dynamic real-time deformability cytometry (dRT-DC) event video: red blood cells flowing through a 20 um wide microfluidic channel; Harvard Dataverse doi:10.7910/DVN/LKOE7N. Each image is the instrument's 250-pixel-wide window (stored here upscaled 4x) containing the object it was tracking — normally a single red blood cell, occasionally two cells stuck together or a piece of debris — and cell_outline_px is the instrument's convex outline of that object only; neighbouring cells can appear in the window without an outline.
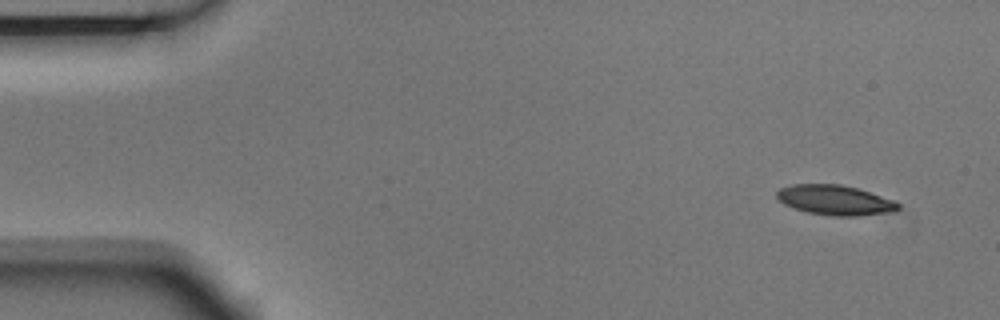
{"species": "Egyptian fruit bat (a non-hibernating species)", "species_latin": "Rousettus aegyptiacus", "temperature_condition": "room temperature", "stored_images_in_passage": 6, "camera_frame_rate_fps": 3000, "um_per_image_px": 0.085, "animal": {"sex": "male"}, "frame": {"image": 1, "passage_image": 1, "time_ms": 0.0, "image_size_px": [1000, 320], "cell_outline_px": [[900, 208], [896, 212], [856, 216], [832, 216], [808, 212], [784, 204], [776, 196], [776, 192], [780, 188], [792, 184], [840, 184], [856, 188], [892, 200], [900, 204]], "centroid_in_image_um": [70.99, 17.01], "position_along_channel_um": 14.0, "area_um2": 21.04}}
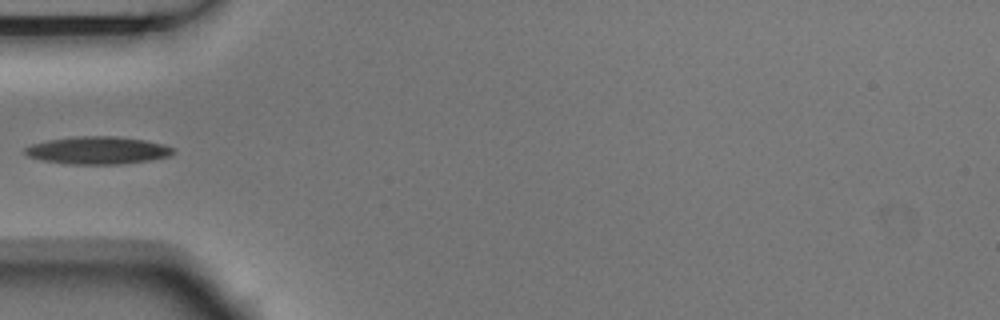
{"frame": {"image": 2, "passage_image": 5, "time_ms": 1.333, "image_size_px": [1000, 320], "cell_outline_px": [[176, 152], [168, 156], [148, 160], [120, 164], [68, 164], [44, 160], [28, 156], [24, 152], [24, 148], [32, 144], [48, 140], [72, 136], [116, 136], [144, 140], [164, 144], [176, 148]], "centroid_in_image_um": [8.32, 12.77], "position_along_channel_um": 76.7, "area_um2": 23.81}}
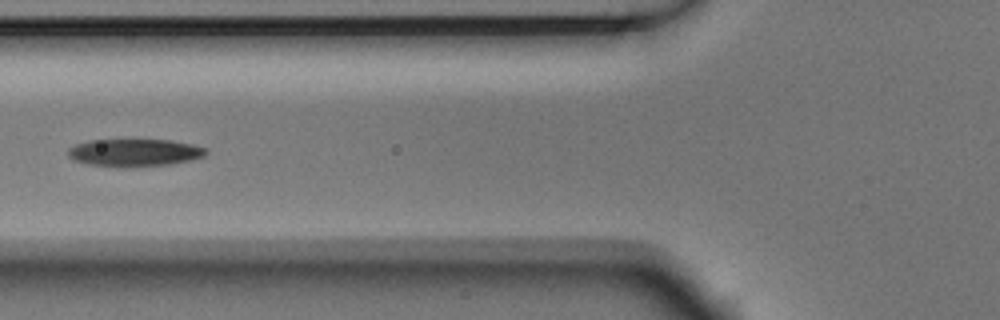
{"frame": {"image": 3, "passage_image": 6, "time_ms": 1.667, "image_size_px": [1000, 320], "cell_outline_px": [[208, 152], [204, 156], [192, 160], [168, 164], [128, 168], [120, 168], [88, 164], [72, 160], [68, 156], [68, 148], [76, 144], [88, 140], [172, 140], [192, 144], [208, 148]], "centroid_in_image_um": [11.43, 12.98], "position_along_channel_um": 114.4, "area_um2": 22.48}}